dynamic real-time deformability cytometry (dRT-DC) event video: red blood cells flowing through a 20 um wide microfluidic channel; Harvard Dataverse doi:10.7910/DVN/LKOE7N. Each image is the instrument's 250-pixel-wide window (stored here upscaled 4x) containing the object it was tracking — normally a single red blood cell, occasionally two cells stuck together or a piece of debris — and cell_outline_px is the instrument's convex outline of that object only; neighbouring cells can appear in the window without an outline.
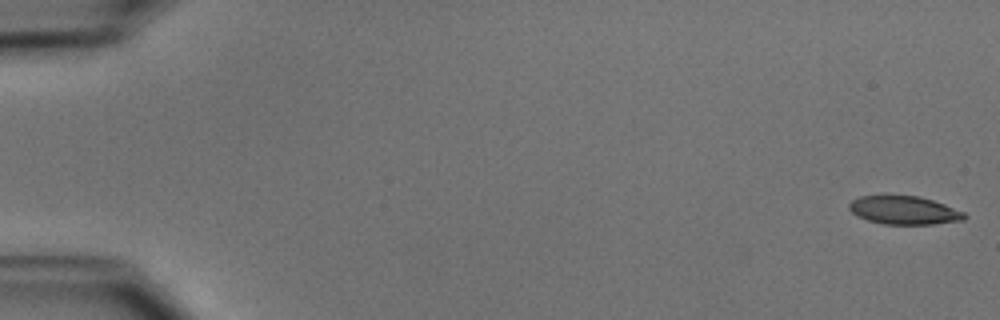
{"species": "common noctule bat (a hibernating species)", "species_latin": "Nyctalus noctula", "temperature_condition": "cold", "stored_images_in_passage": 51, "camera_frame_rate_fps": 3000, "um_per_image_px": 0.085, "animal": {"sex": "male", "body_mass_g": 15.6}, "frame": {"image": 1, "passage_image": 1, "time_ms": 0.0, "image_size_px": [1000, 320], "cell_outline_px": [[968, 216], [964, 220], [932, 224], [884, 224], [868, 220], [856, 216], [848, 208], [848, 204], [852, 200], [860, 196], [920, 196], [944, 204], [964, 212]], "centroid_in_image_um": [76.85, 17.87], "position_along_channel_um": 8.2, "area_um2": 18.96}}
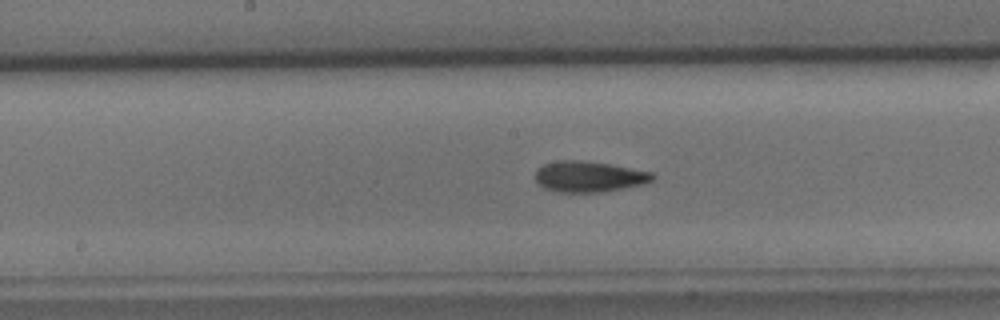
{"frame": {"image": 2, "passage_image": 27, "time_ms": 8.667, "image_size_px": [1000, 320], "cell_outline_px": [[656, 176], [652, 180], [644, 184], [604, 192], [560, 192], [544, 188], [536, 180], [536, 168], [544, 164], [560, 160], [576, 160], [608, 164], [652, 172]], "centroid_in_image_um": [50.07, 15.02], "position_along_channel_um": 198.1, "area_um2": 20.92}}
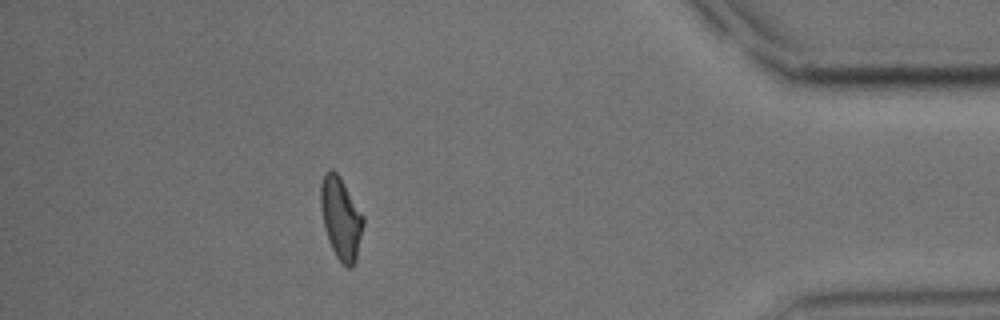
{"frame": {"image": 3, "passage_image": 46, "time_ms": 15.0, "image_size_px": [1000, 320], "cell_outline_px": [[364, 224], [356, 260], [352, 268], [348, 268], [336, 256], [328, 240], [324, 228], [320, 208], [320, 184], [324, 172], [328, 168], [332, 168], [340, 176], [364, 216]], "centroid_in_image_um": [28.96, 18.51], "position_along_channel_um": 406.2, "area_um2": 20.63}, "authors_computed_cell_mechanics": {"area_um2": 20.3456, "velocity_mm_per_s": 3.9434, "shape_relaxation_time_tau1_ms": 3.8922, "shape_relaxation_time_tau2_ms": 3.7949, "deformation_change_tau1": 0.1528, "deformation_change_tau2": 0.1169}}